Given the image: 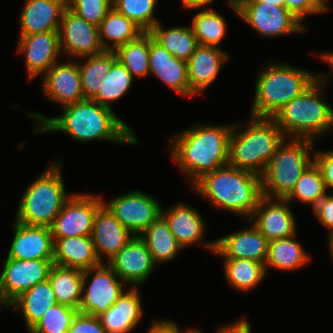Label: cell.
<instances>
[{
	"label": "cell",
	"mask_w": 333,
	"mask_h": 333,
	"mask_svg": "<svg viewBox=\"0 0 333 333\" xmlns=\"http://www.w3.org/2000/svg\"><path fill=\"white\" fill-rule=\"evenodd\" d=\"M62 113L48 117L41 112L29 111L28 115L34 121V133H64L80 143H91L94 140L139 145L138 136L120 114L101 106L93 99H83L76 103L61 107Z\"/></svg>",
	"instance_id": "obj_1"
},
{
	"label": "cell",
	"mask_w": 333,
	"mask_h": 333,
	"mask_svg": "<svg viewBox=\"0 0 333 333\" xmlns=\"http://www.w3.org/2000/svg\"><path fill=\"white\" fill-rule=\"evenodd\" d=\"M231 124L195 123L168 137L170 159L191 186L203 175L228 165Z\"/></svg>",
	"instance_id": "obj_2"
},
{
	"label": "cell",
	"mask_w": 333,
	"mask_h": 333,
	"mask_svg": "<svg viewBox=\"0 0 333 333\" xmlns=\"http://www.w3.org/2000/svg\"><path fill=\"white\" fill-rule=\"evenodd\" d=\"M211 208L248 220L262 197L261 176L231 165L203 175L191 186Z\"/></svg>",
	"instance_id": "obj_3"
},
{
	"label": "cell",
	"mask_w": 333,
	"mask_h": 333,
	"mask_svg": "<svg viewBox=\"0 0 333 333\" xmlns=\"http://www.w3.org/2000/svg\"><path fill=\"white\" fill-rule=\"evenodd\" d=\"M255 78L254 98L249 115L273 118L288 102L303 93L323 73L271 60Z\"/></svg>",
	"instance_id": "obj_4"
},
{
	"label": "cell",
	"mask_w": 333,
	"mask_h": 333,
	"mask_svg": "<svg viewBox=\"0 0 333 333\" xmlns=\"http://www.w3.org/2000/svg\"><path fill=\"white\" fill-rule=\"evenodd\" d=\"M329 79L323 72L311 86L284 105L273 117L284 138L317 142L328 134L332 106L327 103L324 92Z\"/></svg>",
	"instance_id": "obj_5"
},
{
	"label": "cell",
	"mask_w": 333,
	"mask_h": 333,
	"mask_svg": "<svg viewBox=\"0 0 333 333\" xmlns=\"http://www.w3.org/2000/svg\"><path fill=\"white\" fill-rule=\"evenodd\" d=\"M284 139L273 118L249 115L245 126L233 123L228 164L261 176L272 153Z\"/></svg>",
	"instance_id": "obj_6"
},
{
	"label": "cell",
	"mask_w": 333,
	"mask_h": 333,
	"mask_svg": "<svg viewBox=\"0 0 333 333\" xmlns=\"http://www.w3.org/2000/svg\"><path fill=\"white\" fill-rule=\"evenodd\" d=\"M62 157L49 165L27 185L18 204L14 220L31 226L50 227L72 195L63 179Z\"/></svg>",
	"instance_id": "obj_7"
},
{
	"label": "cell",
	"mask_w": 333,
	"mask_h": 333,
	"mask_svg": "<svg viewBox=\"0 0 333 333\" xmlns=\"http://www.w3.org/2000/svg\"><path fill=\"white\" fill-rule=\"evenodd\" d=\"M314 144L308 139L285 138L272 153L261 175L262 196L285 199L314 162Z\"/></svg>",
	"instance_id": "obj_8"
},
{
	"label": "cell",
	"mask_w": 333,
	"mask_h": 333,
	"mask_svg": "<svg viewBox=\"0 0 333 333\" xmlns=\"http://www.w3.org/2000/svg\"><path fill=\"white\" fill-rule=\"evenodd\" d=\"M225 4L241 21L260 37L273 38L303 33L307 30L297 17L285 6H276L261 1L226 0Z\"/></svg>",
	"instance_id": "obj_9"
},
{
	"label": "cell",
	"mask_w": 333,
	"mask_h": 333,
	"mask_svg": "<svg viewBox=\"0 0 333 333\" xmlns=\"http://www.w3.org/2000/svg\"><path fill=\"white\" fill-rule=\"evenodd\" d=\"M107 263L83 271L82 299L78 312L99 316L106 312L127 289Z\"/></svg>",
	"instance_id": "obj_10"
},
{
	"label": "cell",
	"mask_w": 333,
	"mask_h": 333,
	"mask_svg": "<svg viewBox=\"0 0 333 333\" xmlns=\"http://www.w3.org/2000/svg\"><path fill=\"white\" fill-rule=\"evenodd\" d=\"M104 198L96 193H72L50 226L53 238L91 236L97 211Z\"/></svg>",
	"instance_id": "obj_11"
},
{
	"label": "cell",
	"mask_w": 333,
	"mask_h": 333,
	"mask_svg": "<svg viewBox=\"0 0 333 333\" xmlns=\"http://www.w3.org/2000/svg\"><path fill=\"white\" fill-rule=\"evenodd\" d=\"M153 195L140 189L126 191L111 198L104 205L131 233L138 236L160 215L162 206Z\"/></svg>",
	"instance_id": "obj_12"
},
{
	"label": "cell",
	"mask_w": 333,
	"mask_h": 333,
	"mask_svg": "<svg viewBox=\"0 0 333 333\" xmlns=\"http://www.w3.org/2000/svg\"><path fill=\"white\" fill-rule=\"evenodd\" d=\"M0 272V311L34 285L48 279L53 260L3 258Z\"/></svg>",
	"instance_id": "obj_13"
},
{
	"label": "cell",
	"mask_w": 333,
	"mask_h": 333,
	"mask_svg": "<svg viewBox=\"0 0 333 333\" xmlns=\"http://www.w3.org/2000/svg\"><path fill=\"white\" fill-rule=\"evenodd\" d=\"M60 50L66 59L98 55L103 49L98 26L87 22L69 8L63 11L59 26Z\"/></svg>",
	"instance_id": "obj_14"
},
{
	"label": "cell",
	"mask_w": 333,
	"mask_h": 333,
	"mask_svg": "<svg viewBox=\"0 0 333 333\" xmlns=\"http://www.w3.org/2000/svg\"><path fill=\"white\" fill-rule=\"evenodd\" d=\"M161 209V215L167 221L170 231L183 250L190 246L204 247L211 254L215 251V240H205L207 223L199 211L185 202H175ZM165 209V210H164ZM185 248V249H184Z\"/></svg>",
	"instance_id": "obj_15"
},
{
	"label": "cell",
	"mask_w": 333,
	"mask_h": 333,
	"mask_svg": "<svg viewBox=\"0 0 333 333\" xmlns=\"http://www.w3.org/2000/svg\"><path fill=\"white\" fill-rule=\"evenodd\" d=\"M16 52L24 58L27 77H41L62 57L58 31L18 36Z\"/></svg>",
	"instance_id": "obj_16"
},
{
	"label": "cell",
	"mask_w": 333,
	"mask_h": 333,
	"mask_svg": "<svg viewBox=\"0 0 333 333\" xmlns=\"http://www.w3.org/2000/svg\"><path fill=\"white\" fill-rule=\"evenodd\" d=\"M107 264L130 287L146 283L158 266L144 241L136 235Z\"/></svg>",
	"instance_id": "obj_17"
},
{
	"label": "cell",
	"mask_w": 333,
	"mask_h": 333,
	"mask_svg": "<svg viewBox=\"0 0 333 333\" xmlns=\"http://www.w3.org/2000/svg\"><path fill=\"white\" fill-rule=\"evenodd\" d=\"M286 199L262 196L248 219L270 242L297 233L296 216Z\"/></svg>",
	"instance_id": "obj_18"
},
{
	"label": "cell",
	"mask_w": 333,
	"mask_h": 333,
	"mask_svg": "<svg viewBox=\"0 0 333 333\" xmlns=\"http://www.w3.org/2000/svg\"><path fill=\"white\" fill-rule=\"evenodd\" d=\"M66 60L56 62L41 77V92L60 107L84 99L78 62L74 59Z\"/></svg>",
	"instance_id": "obj_19"
},
{
	"label": "cell",
	"mask_w": 333,
	"mask_h": 333,
	"mask_svg": "<svg viewBox=\"0 0 333 333\" xmlns=\"http://www.w3.org/2000/svg\"><path fill=\"white\" fill-rule=\"evenodd\" d=\"M7 258L16 260H53L54 240L50 227L31 226L16 220Z\"/></svg>",
	"instance_id": "obj_20"
},
{
	"label": "cell",
	"mask_w": 333,
	"mask_h": 333,
	"mask_svg": "<svg viewBox=\"0 0 333 333\" xmlns=\"http://www.w3.org/2000/svg\"><path fill=\"white\" fill-rule=\"evenodd\" d=\"M247 222L248 227L216 239L213 254L221 258L250 259L265 265L269 241L249 220Z\"/></svg>",
	"instance_id": "obj_21"
},
{
	"label": "cell",
	"mask_w": 333,
	"mask_h": 333,
	"mask_svg": "<svg viewBox=\"0 0 333 333\" xmlns=\"http://www.w3.org/2000/svg\"><path fill=\"white\" fill-rule=\"evenodd\" d=\"M151 75L176 94L190 97L187 61L175 58L150 33L149 76Z\"/></svg>",
	"instance_id": "obj_22"
},
{
	"label": "cell",
	"mask_w": 333,
	"mask_h": 333,
	"mask_svg": "<svg viewBox=\"0 0 333 333\" xmlns=\"http://www.w3.org/2000/svg\"><path fill=\"white\" fill-rule=\"evenodd\" d=\"M223 48L198 45L187 60L190 97L204 95L217 79L222 67L231 60Z\"/></svg>",
	"instance_id": "obj_23"
},
{
	"label": "cell",
	"mask_w": 333,
	"mask_h": 333,
	"mask_svg": "<svg viewBox=\"0 0 333 333\" xmlns=\"http://www.w3.org/2000/svg\"><path fill=\"white\" fill-rule=\"evenodd\" d=\"M133 236L135 235L125 228L105 205L97 211L91 238L101 263H107Z\"/></svg>",
	"instance_id": "obj_24"
},
{
	"label": "cell",
	"mask_w": 333,
	"mask_h": 333,
	"mask_svg": "<svg viewBox=\"0 0 333 333\" xmlns=\"http://www.w3.org/2000/svg\"><path fill=\"white\" fill-rule=\"evenodd\" d=\"M19 15V36L58 31L67 0H24Z\"/></svg>",
	"instance_id": "obj_25"
},
{
	"label": "cell",
	"mask_w": 333,
	"mask_h": 333,
	"mask_svg": "<svg viewBox=\"0 0 333 333\" xmlns=\"http://www.w3.org/2000/svg\"><path fill=\"white\" fill-rule=\"evenodd\" d=\"M142 300L138 287H128L106 312L98 316L106 332H133L144 317Z\"/></svg>",
	"instance_id": "obj_26"
},
{
	"label": "cell",
	"mask_w": 333,
	"mask_h": 333,
	"mask_svg": "<svg viewBox=\"0 0 333 333\" xmlns=\"http://www.w3.org/2000/svg\"><path fill=\"white\" fill-rule=\"evenodd\" d=\"M53 240V264L82 271L101 264L91 236L53 238Z\"/></svg>",
	"instance_id": "obj_27"
},
{
	"label": "cell",
	"mask_w": 333,
	"mask_h": 333,
	"mask_svg": "<svg viewBox=\"0 0 333 333\" xmlns=\"http://www.w3.org/2000/svg\"><path fill=\"white\" fill-rule=\"evenodd\" d=\"M57 303L49 280L40 282L16 298L8 308L21 313L27 332Z\"/></svg>",
	"instance_id": "obj_28"
},
{
	"label": "cell",
	"mask_w": 333,
	"mask_h": 333,
	"mask_svg": "<svg viewBox=\"0 0 333 333\" xmlns=\"http://www.w3.org/2000/svg\"><path fill=\"white\" fill-rule=\"evenodd\" d=\"M297 233L287 238H281L269 242L268 257L265 263V270L271 268L280 271H297L308 265L311 255L297 240Z\"/></svg>",
	"instance_id": "obj_29"
},
{
	"label": "cell",
	"mask_w": 333,
	"mask_h": 333,
	"mask_svg": "<svg viewBox=\"0 0 333 333\" xmlns=\"http://www.w3.org/2000/svg\"><path fill=\"white\" fill-rule=\"evenodd\" d=\"M98 30L100 42L105 51H115L120 46L138 38L145 32L114 7L102 19Z\"/></svg>",
	"instance_id": "obj_30"
},
{
	"label": "cell",
	"mask_w": 333,
	"mask_h": 333,
	"mask_svg": "<svg viewBox=\"0 0 333 333\" xmlns=\"http://www.w3.org/2000/svg\"><path fill=\"white\" fill-rule=\"evenodd\" d=\"M138 236L146 244L157 265L163 266V263L174 261L183 249L162 215Z\"/></svg>",
	"instance_id": "obj_31"
},
{
	"label": "cell",
	"mask_w": 333,
	"mask_h": 333,
	"mask_svg": "<svg viewBox=\"0 0 333 333\" xmlns=\"http://www.w3.org/2000/svg\"><path fill=\"white\" fill-rule=\"evenodd\" d=\"M225 280L237 292H251L267 277L265 265L250 259L223 258Z\"/></svg>",
	"instance_id": "obj_32"
},
{
	"label": "cell",
	"mask_w": 333,
	"mask_h": 333,
	"mask_svg": "<svg viewBox=\"0 0 333 333\" xmlns=\"http://www.w3.org/2000/svg\"><path fill=\"white\" fill-rule=\"evenodd\" d=\"M48 280L57 303L78 309L82 299L83 271L53 264Z\"/></svg>",
	"instance_id": "obj_33"
},
{
	"label": "cell",
	"mask_w": 333,
	"mask_h": 333,
	"mask_svg": "<svg viewBox=\"0 0 333 333\" xmlns=\"http://www.w3.org/2000/svg\"><path fill=\"white\" fill-rule=\"evenodd\" d=\"M116 61L114 51H104L98 55L77 59L84 99H93L97 95L102 80Z\"/></svg>",
	"instance_id": "obj_34"
},
{
	"label": "cell",
	"mask_w": 333,
	"mask_h": 333,
	"mask_svg": "<svg viewBox=\"0 0 333 333\" xmlns=\"http://www.w3.org/2000/svg\"><path fill=\"white\" fill-rule=\"evenodd\" d=\"M175 58L187 61L198 46L191 25L164 28L159 21L150 31Z\"/></svg>",
	"instance_id": "obj_35"
},
{
	"label": "cell",
	"mask_w": 333,
	"mask_h": 333,
	"mask_svg": "<svg viewBox=\"0 0 333 333\" xmlns=\"http://www.w3.org/2000/svg\"><path fill=\"white\" fill-rule=\"evenodd\" d=\"M195 10L197 13L191 19V27L198 45L221 48L228 29L225 18L212 7Z\"/></svg>",
	"instance_id": "obj_36"
},
{
	"label": "cell",
	"mask_w": 333,
	"mask_h": 333,
	"mask_svg": "<svg viewBox=\"0 0 333 333\" xmlns=\"http://www.w3.org/2000/svg\"><path fill=\"white\" fill-rule=\"evenodd\" d=\"M150 32H144L138 38L120 46L114 52L117 60L134 78L149 76Z\"/></svg>",
	"instance_id": "obj_37"
},
{
	"label": "cell",
	"mask_w": 333,
	"mask_h": 333,
	"mask_svg": "<svg viewBox=\"0 0 333 333\" xmlns=\"http://www.w3.org/2000/svg\"><path fill=\"white\" fill-rule=\"evenodd\" d=\"M134 77L118 60L112 65L100 84V91L93 98L101 106L113 110L112 103L122 99L132 88Z\"/></svg>",
	"instance_id": "obj_38"
},
{
	"label": "cell",
	"mask_w": 333,
	"mask_h": 333,
	"mask_svg": "<svg viewBox=\"0 0 333 333\" xmlns=\"http://www.w3.org/2000/svg\"><path fill=\"white\" fill-rule=\"evenodd\" d=\"M327 190L318 166L313 162L297 180L294 189L285 198L290 204L295 200L313 209L326 196Z\"/></svg>",
	"instance_id": "obj_39"
},
{
	"label": "cell",
	"mask_w": 333,
	"mask_h": 333,
	"mask_svg": "<svg viewBox=\"0 0 333 333\" xmlns=\"http://www.w3.org/2000/svg\"><path fill=\"white\" fill-rule=\"evenodd\" d=\"M159 0H112V7L149 32L158 22L155 16Z\"/></svg>",
	"instance_id": "obj_40"
},
{
	"label": "cell",
	"mask_w": 333,
	"mask_h": 333,
	"mask_svg": "<svg viewBox=\"0 0 333 333\" xmlns=\"http://www.w3.org/2000/svg\"><path fill=\"white\" fill-rule=\"evenodd\" d=\"M78 309L56 303L27 333H67Z\"/></svg>",
	"instance_id": "obj_41"
},
{
	"label": "cell",
	"mask_w": 333,
	"mask_h": 333,
	"mask_svg": "<svg viewBox=\"0 0 333 333\" xmlns=\"http://www.w3.org/2000/svg\"><path fill=\"white\" fill-rule=\"evenodd\" d=\"M67 8L87 22L99 26L112 8V0H67Z\"/></svg>",
	"instance_id": "obj_42"
},
{
	"label": "cell",
	"mask_w": 333,
	"mask_h": 333,
	"mask_svg": "<svg viewBox=\"0 0 333 333\" xmlns=\"http://www.w3.org/2000/svg\"><path fill=\"white\" fill-rule=\"evenodd\" d=\"M314 151V163L322 174L327 193L332 190L333 194V149Z\"/></svg>",
	"instance_id": "obj_43"
},
{
	"label": "cell",
	"mask_w": 333,
	"mask_h": 333,
	"mask_svg": "<svg viewBox=\"0 0 333 333\" xmlns=\"http://www.w3.org/2000/svg\"><path fill=\"white\" fill-rule=\"evenodd\" d=\"M67 333H107L98 316L77 313Z\"/></svg>",
	"instance_id": "obj_44"
},
{
	"label": "cell",
	"mask_w": 333,
	"mask_h": 333,
	"mask_svg": "<svg viewBox=\"0 0 333 333\" xmlns=\"http://www.w3.org/2000/svg\"><path fill=\"white\" fill-rule=\"evenodd\" d=\"M316 219L327 229L328 233L333 232V194H326L312 209Z\"/></svg>",
	"instance_id": "obj_45"
},
{
	"label": "cell",
	"mask_w": 333,
	"mask_h": 333,
	"mask_svg": "<svg viewBox=\"0 0 333 333\" xmlns=\"http://www.w3.org/2000/svg\"><path fill=\"white\" fill-rule=\"evenodd\" d=\"M284 6L303 24L309 14L323 13L311 0H284Z\"/></svg>",
	"instance_id": "obj_46"
},
{
	"label": "cell",
	"mask_w": 333,
	"mask_h": 333,
	"mask_svg": "<svg viewBox=\"0 0 333 333\" xmlns=\"http://www.w3.org/2000/svg\"><path fill=\"white\" fill-rule=\"evenodd\" d=\"M147 333H191L195 328L187 327L183 331L175 321L171 319H154L151 321Z\"/></svg>",
	"instance_id": "obj_47"
},
{
	"label": "cell",
	"mask_w": 333,
	"mask_h": 333,
	"mask_svg": "<svg viewBox=\"0 0 333 333\" xmlns=\"http://www.w3.org/2000/svg\"><path fill=\"white\" fill-rule=\"evenodd\" d=\"M252 326L249 320L240 318L224 325H219L216 333H252Z\"/></svg>",
	"instance_id": "obj_48"
},
{
	"label": "cell",
	"mask_w": 333,
	"mask_h": 333,
	"mask_svg": "<svg viewBox=\"0 0 333 333\" xmlns=\"http://www.w3.org/2000/svg\"><path fill=\"white\" fill-rule=\"evenodd\" d=\"M215 0H181V6L185 10H195L212 7Z\"/></svg>",
	"instance_id": "obj_49"
},
{
	"label": "cell",
	"mask_w": 333,
	"mask_h": 333,
	"mask_svg": "<svg viewBox=\"0 0 333 333\" xmlns=\"http://www.w3.org/2000/svg\"><path fill=\"white\" fill-rule=\"evenodd\" d=\"M313 55L317 56L318 58H320L321 62H324V63L328 64L329 67L331 66L330 68H332L331 69L332 71L329 72L330 74L329 73H325L329 78H331L333 76V52H331V51H329V52L325 51V52L321 53V51H320V53H318L316 55H315V53H313Z\"/></svg>",
	"instance_id": "obj_50"
},
{
	"label": "cell",
	"mask_w": 333,
	"mask_h": 333,
	"mask_svg": "<svg viewBox=\"0 0 333 333\" xmlns=\"http://www.w3.org/2000/svg\"><path fill=\"white\" fill-rule=\"evenodd\" d=\"M323 13L331 10L328 0H311Z\"/></svg>",
	"instance_id": "obj_51"
},
{
	"label": "cell",
	"mask_w": 333,
	"mask_h": 333,
	"mask_svg": "<svg viewBox=\"0 0 333 333\" xmlns=\"http://www.w3.org/2000/svg\"><path fill=\"white\" fill-rule=\"evenodd\" d=\"M329 235V237H328V241H327V247H328V251H329V255L328 256H330V261H332L333 262V232H331V233H328Z\"/></svg>",
	"instance_id": "obj_52"
},
{
	"label": "cell",
	"mask_w": 333,
	"mask_h": 333,
	"mask_svg": "<svg viewBox=\"0 0 333 333\" xmlns=\"http://www.w3.org/2000/svg\"><path fill=\"white\" fill-rule=\"evenodd\" d=\"M235 1H261L276 6H284V0H235Z\"/></svg>",
	"instance_id": "obj_53"
},
{
	"label": "cell",
	"mask_w": 333,
	"mask_h": 333,
	"mask_svg": "<svg viewBox=\"0 0 333 333\" xmlns=\"http://www.w3.org/2000/svg\"><path fill=\"white\" fill-rule=\"evenodd\" d=\"M333 130V107H332V113H331V127H330V132Z\"/></svg>",
	"instance_id": "obj_54"
},
{
	"label": "cell",
	"mask_w": 333,
	"mask_h": 333,
	"mask_svg": "<svg viewBox=\"0 0 333 333\" xmlns=\"http://www.w3.org/2000/svg\"><path fill=\"white\" fill-rule=\"evenodd\" d=\"M191 333H205V332H203V330H200L199 328L197 329L195 327V329Z\"/></svg>",
	"instance_id": "obj_55"
}]
</instances>
